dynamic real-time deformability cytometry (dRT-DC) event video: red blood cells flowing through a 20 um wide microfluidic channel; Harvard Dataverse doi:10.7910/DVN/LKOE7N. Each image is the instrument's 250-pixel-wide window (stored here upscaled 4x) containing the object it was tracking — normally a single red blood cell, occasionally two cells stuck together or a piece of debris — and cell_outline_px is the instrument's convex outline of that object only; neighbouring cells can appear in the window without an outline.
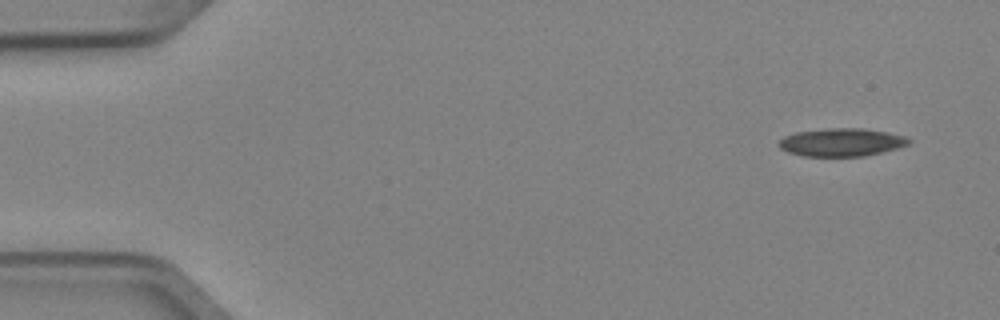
{"species": "Egyptian fruit bat (a non-hibernating species)", "species_latin": "Rousettus aegyptiacus", "temperature_condition": "cold", "stored_images_in_passage": 5, "camera_frame_rate_fps": 3000, "um_per_image_px": 0.085, "animal": {"sex": "female"}, "frame": {"image": 1, "passage_image": 1, "time_ms": 0.0, "image_size_px": [1000, 320], "cell_outline_px": [[912, 140], [908, 144], [900, 148], [864, 156], [804, 156], [788, 152], [780, 148], [776, 144], [784, 136], [796, 132], [832, 128], [864, 128], [888, 132], [908, 136]], "centroid_in_image_um": [71.57, 12.09], "position_along_channel_um": 13.4, "area_um2": 21.39}}
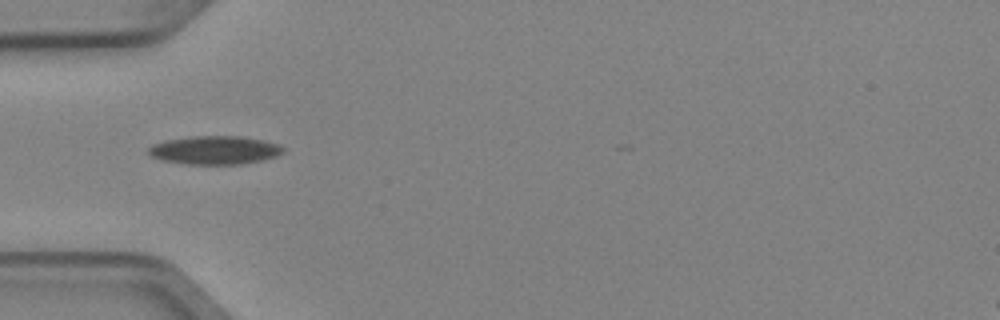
{"frame": {"image": 2, "passage_image": 4, "time_ms": 1.0, "image_size_px": [1000, 320], "cell_outline_px": [[284, 152], [276, 156], [264, 160], [240, 164], [188, 164], [164, 160], [152, 156], [148, 152], [148, 148], [152, 144], [164, 140], [192, 136], [240, 136], [264, 140], [280, 144], [284, 148]], "centroid_in_image_um": [18.28, 12.75], "position_along_channel_um": 66.7, "area_um2": 22.37}}